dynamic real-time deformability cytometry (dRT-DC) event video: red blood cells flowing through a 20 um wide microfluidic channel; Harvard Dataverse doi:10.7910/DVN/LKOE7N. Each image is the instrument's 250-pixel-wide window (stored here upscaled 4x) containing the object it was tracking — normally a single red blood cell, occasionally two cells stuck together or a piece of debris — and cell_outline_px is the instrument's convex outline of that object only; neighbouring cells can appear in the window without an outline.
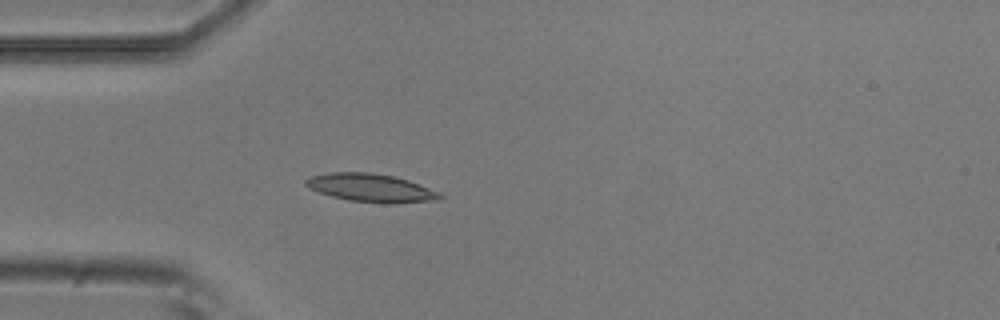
{"species": "common noctule bat (a hibernating species)", "species_latin": "Nyctalus noctula", "temperature_condition": "room temperature", "stored_images_in_passage": 3, "camera_frame_rate_fps": 3000, "um_per_image_px": 0.085, "animal": {"sex": "male", "body_mass_g": 20.5, "forearm_length_mm": 52.5}, "frame": {"image": 1, "passage_image": 3, "time_ms": 0.667, "image_size_px": [1000, 320], "cell_outline_px": [[444, 196], [436, 200], [396, 204], [348, 200], [332, 196], [308, 188], [304, 184], [304, 180], [312, 176], [328, 172], [372, 172], [392, 176], [408, 180], [440, 192]], "centroid_in_image_um": [31.53, 15.96], "position_along_channel_um": 53.5, "area_um2": 22.02}}